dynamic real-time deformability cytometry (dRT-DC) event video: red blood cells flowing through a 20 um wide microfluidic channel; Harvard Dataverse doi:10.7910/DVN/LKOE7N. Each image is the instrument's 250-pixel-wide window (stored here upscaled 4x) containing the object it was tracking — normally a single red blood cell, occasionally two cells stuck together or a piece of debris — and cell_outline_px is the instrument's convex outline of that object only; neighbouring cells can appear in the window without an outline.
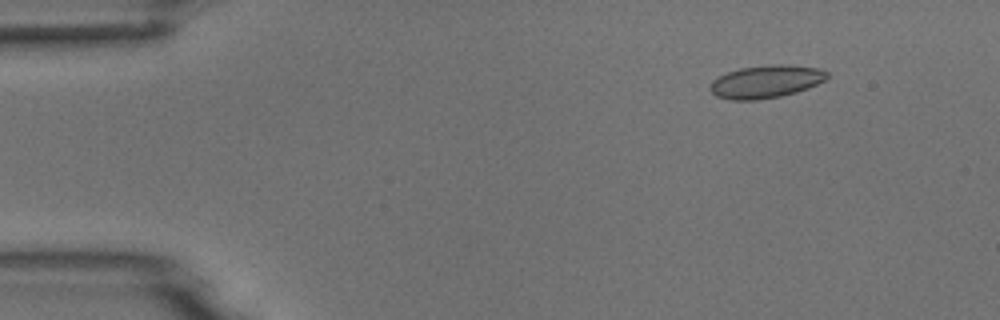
{"species": "common noctule bat (a hibernating species)", "species_latin": "Nyctalus noctula", "temperature_condition": "room temperature", "stored_images_in_passage": 5, "camera_frame_rate_fps": 3000, "um_per_image_px": 0.085, "animal": {"sex": "male", "body_mass_g": 18.8}, "frame": {"image": 1, "passage_image": 1, "time_ms": 0.0, "image_size_px": [1000, 320], "cell_outline_px": [[828, 76], [824, 80], [808, 88], [796, 92], [780, 96], [756, 100], [732, 100], [716, 96], [708, 88], [712, 80], [728, 72], [740, 68], [772, 64], [784, 64], [820, 68], [828, 72]], "centroid_in_image_um": [65.1, 6.93], "position_along_channel_um": 19.9, "area_um2": 22.31}}
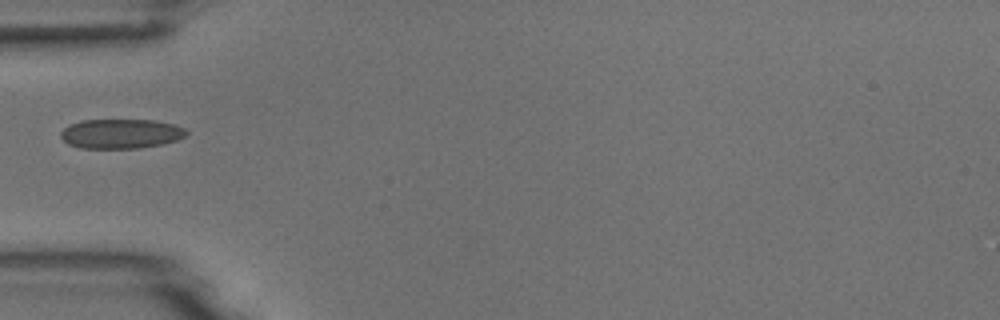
{"frame": {"image": 2, "passage_image": 4, "time_ms": 3.667, "image_size_px": [1000, 320], "cell_outline_px": [[188, 132], [184, 136], [176, 140], [164, 144], [140, 148], [80, 148], [68, 144], [60, 136], [60, 132], [68, 124], [80, 120], [156, 120], [176, 124], [184, 128]], "centroid_in_image_um": [10.27, 11.36], "position_along_channel_um": 74.7, "area_um2": 21.85}}